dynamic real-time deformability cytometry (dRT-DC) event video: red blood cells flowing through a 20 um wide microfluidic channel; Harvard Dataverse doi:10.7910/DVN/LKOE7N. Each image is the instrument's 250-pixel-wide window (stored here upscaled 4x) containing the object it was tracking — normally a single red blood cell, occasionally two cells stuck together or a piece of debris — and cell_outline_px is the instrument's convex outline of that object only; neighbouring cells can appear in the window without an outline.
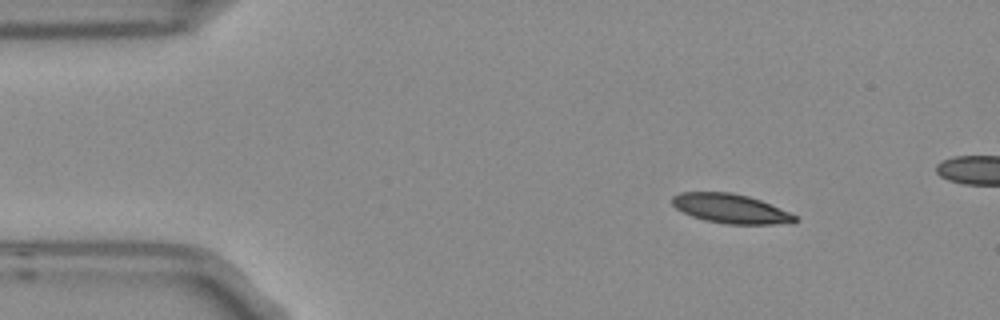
{"species": "Egyptian fruit bat (a non-hibernating species)", "species_latin": "Rousettus aegyptiacus", "temperature_condition": "room temperature", "stored_images_in_passage": 4, "camera_frame_rate_fps": 3000, "um_per_image_px": 0.085, "frame": {"image": 1, "passage_image": 1, "time_ms": 0.0, "image_size_px": [1000, 320], "cell_outline_px": [[800, 220], [792, 224], [728, 224], [704, 220], [692, 216], [676, 208], [672, 204], [672, 196], [680, 192], [732, 192], [748, 196], [760, 200], [788, 212], [796, 216]], "centroid_in_image_um": [62.12, 17.74], "position_along_channel_um": 22.9, "area_um2": 20.98}}